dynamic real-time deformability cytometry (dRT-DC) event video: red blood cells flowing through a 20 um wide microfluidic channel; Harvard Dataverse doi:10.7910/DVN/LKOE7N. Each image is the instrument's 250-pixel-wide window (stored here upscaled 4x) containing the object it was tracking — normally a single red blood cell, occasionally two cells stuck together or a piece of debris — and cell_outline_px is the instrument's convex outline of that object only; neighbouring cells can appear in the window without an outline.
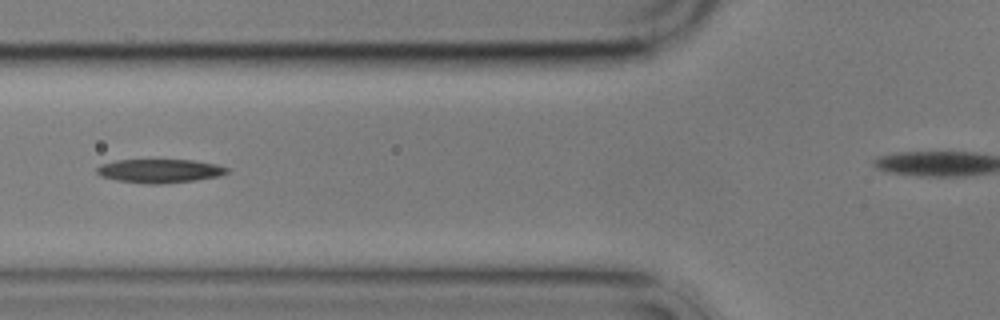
{"species": "common noctule bat (a hibernating species)", "species_latin": "Nyctalus noctula", "temperature_condition": "cold", "stored_images_in_passage": 10, "camera_frame_rate_fps": 3000, "um_per_image_px": 0.085, "animal": {"sex": "male", "body_mass_g": 17.9}, "frame": {"image": 1, "passage_image": 5, "time_ms": 4.667, "image_size_px": [1000, 320], "cell_outline_px": [[228, 172], [220, 176], [196, 180], [160, 184], [148, 184], [116, 180], [100, 176], [96, 172], [96, 168], [100, 164], [116, 160], [192, 160], [216, 164], [228, 168]], "centroid_in_image_um": [13.55, 14.53], "position_along_channel_um": 112.3, "area_um2": 18.03}}
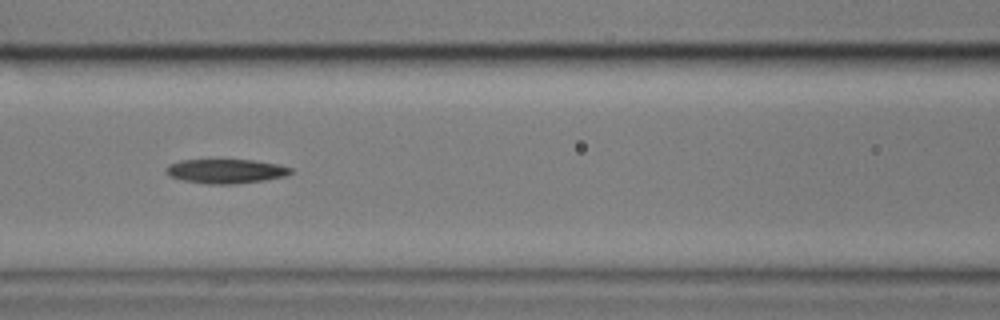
{"frame": {"image": 2, "passage_image": 6, "time_ms": 5.667, "image_size_px": [1000, 320], "cell_outline_px": [[292, 172], [284, 176], [264, 180], [236, 184], [208, 184], [184, 180], [168, 176], [164, 168], [168, 164], [180, 160], [252, 160], [280, 164], [292, 168]], "centroid_in_image_um": [19.17, 14.55], "position_along_channel_um": 147.4, "area_um2": 17.69}}
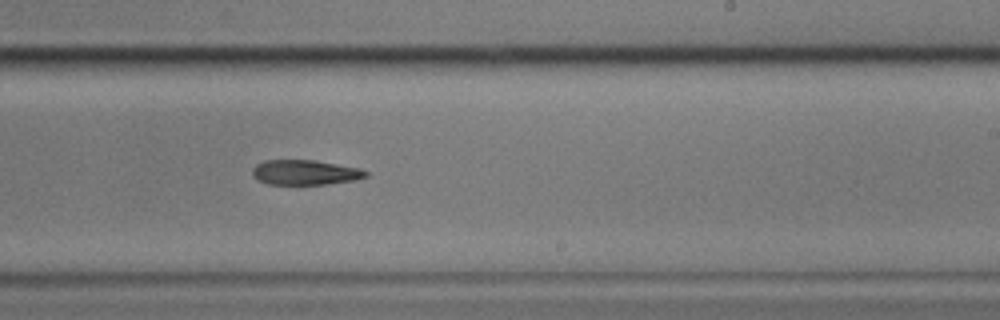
{"frame": {"image": 3, "passage_image": 9, "time_ms": 9.0, "image_size_px": [1000, 320], "cell_outline_px": [[368, 176], [356, 180], [328, 184], [268, 184], [256, 180], [252, 176], [252, 168], [256, 164], [264, 160], [316, 160], [360, 168], [368, 172]], "centroid_in_image_um": [25.92, 14.65], "position_along_channel_um": 263.1, "area_um2": 16.7}}